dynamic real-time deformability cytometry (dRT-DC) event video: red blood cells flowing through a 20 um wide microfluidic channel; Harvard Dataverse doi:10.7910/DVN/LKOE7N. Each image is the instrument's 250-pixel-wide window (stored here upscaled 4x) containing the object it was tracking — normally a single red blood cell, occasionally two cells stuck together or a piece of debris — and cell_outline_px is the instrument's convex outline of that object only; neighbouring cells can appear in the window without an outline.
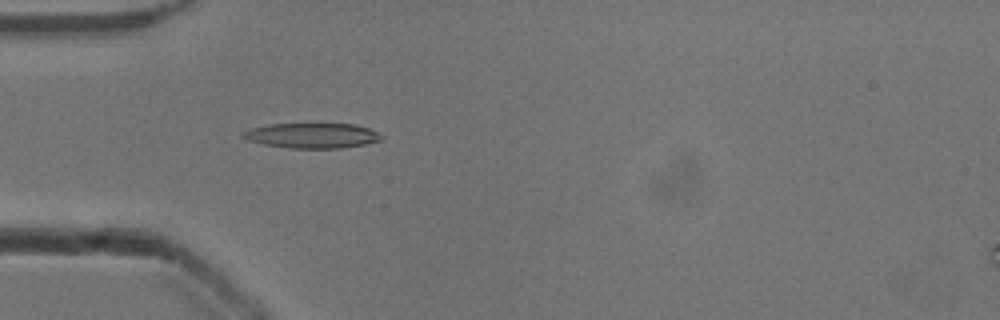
{"species": "common noctule bat (a hibernating species)", "species_latin": "Nyctalus noctula", "temperature_condition": "cold", "stored_images_in_passage": 52, "camera_frame_rate_fps": 3000, "um_per_image_px": 0.085, "animal": {"sex": "male", "body_mass_g": 13.3}, "frame": {"image": 1, "passage_image": 16, "time_ms": 5.0, "image_size_px": [1000, 320], "cell_outline_px": [[380, 140], [364, 144], [340, 148], [288, 148], [264, 144], [248, 140], [240, 136], [240, 132], [252, 128], [268, 124], [356, 124], [368, 128], [376, 132], [380, 136]], "centroid_in_image_um": [26.46, 11.52], "position_along_channel_um": 58.5, "area_um2": 20.06}}
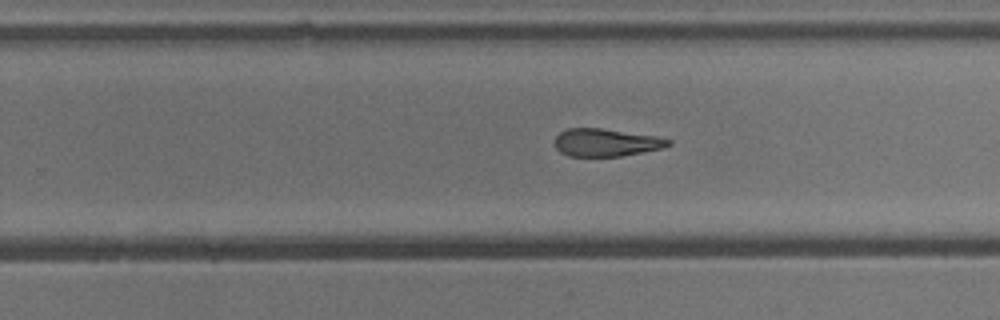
{"frame": {"image": 2, "passage_image": 33, "time_ms": 10.667, "image_size_px": [1000, 320], "cell_outline_px": [[672, 144], [664, 148], [620, 156], [568, 156], [560, 152], [556, 148], [552, 140], [560, 132], [568, 128], [600, 128], [656, 136], [672, 140]], "centroid_in_image_um": [51.49, 12.11], "position_along_channel_um": 278.3, "area_um2": 18.44}}
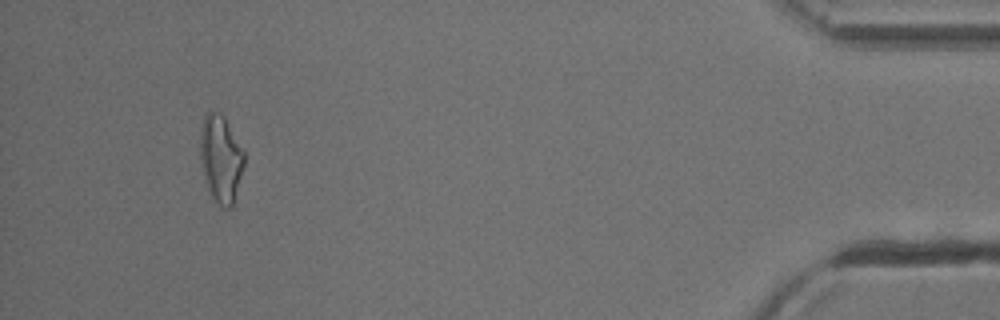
{"frame": {"image": 3, "passage_image": 49, "time_ms": 16.0, "image_size_px": [1000, 320], "cell_outline_px": [[244, 168], [232, 208], [224, 208], [212, 196], [208, 188], [200, 164], [200, 128], [204, 112], [208, 108], [220, 112], [224, 116], [244, 148]], "centroid_in_image_um": [18.76, 13.4], "position_along_channel_um": 416.4, "area_um2": 23.0}, "authors_computed_cell_mechanics": {"area_um2": 19.7676, "velocity_mm_per_s": 3.9386, "shape_relaxation_time_tau1_ms": 9.3832, "shape_relaxation_time_tau2_ms": 4.5512, "deformation_change_tau1": 0.2367, "deformation_change_tau2": 0.168}}